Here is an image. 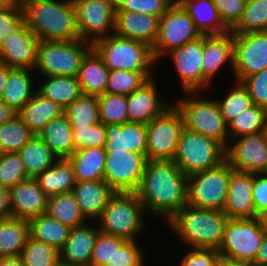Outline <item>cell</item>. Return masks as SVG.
<instances>
[{
    "label": "cell",
    "instance_id": "obj_1",
    "mask_svg": "<svg viewBox=\"0 0 267 266\" xmlns=\"http://www.w3.org/2000/svg\"><path fill=\"white\" fill-rule=\"evenodd\" d=\"M187 188L188 176L172 160H147L136 194L149 220L165 225L187 204Z\"/></svg>",
    "mask_w": 267,
    "mask_h": 266
},
{
    "label": "cell",
    "instance_id": "obj_2",
    "mask_svg": "<svg viewBox=\"0 0 267 266\" xmlns=\"http://www.w3.org/2000/svg\"><path fill=\"white\" fill-rule=\"evenodd\" d=\"M227 215L220 210L196 208L186 204L165 225L175 241L184 248L219 249L224 235ZM177 239V240H176Z\"/></svg>",
    "mask_w": 267,
    "mask_h": 266
},
{
    "label": "cell",
    "instance_id": "obj_3",
    "mask_svg": "<svg viewBox=\"0 0 267 266\" xmlns=\"http://www.w3.org/2000/svg\"><path fill=\"white\" fill-rule=\"evenodd\" d=\"M25 23L39 40L80 39L72 0H20Z\"/></svg>",
    "mask_w": 267,
    "mask_h": 266
},
{
    "label": "cell",
    "instance_id": "obj_4",
    "mask_svg": "<svg viewBox=\"0 0 267 266\" xmlns=\"http://www.w3.org/2000/svg\"><path fill=\"white\" fill-rule=\"evenodd\" d=\"M179 93L181 96L174 97L173 104L182 114L184 127L211 137L227 147L229 144L228 124L221 114L215 97L208 96L207 91L206 94L203 91L182 92V94L179 91Z\"/></svg>",
    "mask_w": 267,
    "mask_h": 266
},
{
    "label": "cell",
    "instance_id": "obj_5",
    "mask_svg": "<svg viewBox=\"0 0 267 266\" xmlns=\"http://www.w3.org/2000/svg\"><path fill=\"white\" fill-rule=\"evenodd\" d=\"M148 218L136 192H115L96 222L104 233L138 240L149 230Z\"/></svg>",
    "mask_w": 267,
    "mask_h": 266
},
{
    "label": "cell",
    "instance_id": "obj_6",
    "mask_svg": "<svg viewBox=\"0 0 267 266\" xmlns=\"http://www.w3.org/2000/svg\"><path fill=\"white\" fill-rule=\"evenodd\" d=\"M92 48L109 70L159 71L152 47L145 42L111 34L94 41Z\"/></svg>",
    "mask_w": 267,
    "mask_h": 266
},
{
    "label": "cell",
    "instance_id": "obj_7",
    "mask_svg": "<svg viewBox=\"0 0 267 266\" xmlns=\"http://www.w3.org/2000/svg\"><path fill=\"white\" fill-rule=\"evenodd\" d=\"M92 43L76 39L70 41L40 40L34 72L37 77H77L83 57Z\"/></svg>",
    "mask_w": 267,
    "mask_h": 266
},
{
    "label": "cell",
    "instance_id": "obj_8",
    "mask_svg": "<svg viewBox=\"0 0 267 266\" xmlns=\"http://www.w3.org/2000/svg\"><path fill=\"white\" fill-rule=\"evenodd\" d=\"M226 160V147L217 140L183 128L173 162L186 176L214 168Z\"/></svg>",
    "mask_w": 267,
    "mask_h": 266
},
{
    "label": "cell",
    "instance_id": "obj_9",
    "mask_svg": "<svg viewBox=\"0 0 267 266\" xmlns=\"http://www.w3.org/2000/svg\"><path fill=\"white\" fill-rule=\"evenodd\" d=\"M233 167L227 160L214 168L188 176L187 204L223 211Z\"/></svg>",
    "mask_w": 267,
    "mask_h": 266
},
{
    "label": "cell",
    "instance_id": "obj_10",
    "mask_svg": "<svg viewBox=\"0 0 267 266\" xmlns=\"http://www.w3.org/2000/svg\"><path fill=\"white\" fill-rule=\"evenodd\" d=\"M264 235L257 217L228 218L218 249L220 258L254 263Z\"/></svg>",
    "mask_w": 267,
    "mask_h": 266
},
{
    "label": "cell",
    "instance_id": "obj_11",
    "mask_svg": "<svg viewBox=\"0 0 267 266\" xmlns=\"http://www.w3.org/2000/svg\"><path fill=\"white\" fill-rule=\"evenodd\" d=\"M183 128L182 114L174 104L146 124L147 160L173 161Z\"/></svg>",
    "mask_w": 267,
    "mask_h": 266
},
{
    "label": "cell",
    "instance_id": "obj_12",
    "mask_svg": "<svg viewBox=\"0 0 267 266\" xmlns=\"http://www.w3.org/2000/svg\"><path fill=\"white\" fill-rule=\"evenodd\" d=\"M201 36L182 5L173 2L159 18L157 40L152 47L155 60L159 62L172 49L182 47Z\"/></svg>",
    "mask_w": 267,
    "mask_h": 266
},
{
    "label": "cell",
    "instance_id": "obj_13",
    "mask_svg": "<svg viewBox=\"0 0 267 266\" xmlns=\"http://www.w3.org/2000/svg\"><path fill=\"white\" fill-rule=\"evenodd\" d=\"M81 40L93 43L114 34L115 0H72Z\"/></svg>",
    "mask_w": 267,
    "mask_h": 266
},
{
    "label": "cell",
    "instance_id": "obj_14",
    "mask_svg": "<svg viewBox=\"0 0 267 266\" xmlns=\"http://www.w3.org/2000/svg\"><path fill=\"white\" fill-rule=\"evenodd\" d=\"M233 81L260 73L267 67V31L233 33Z\"/></svg>",
    "mask_w": 267,
    "mask_h": 266
},
{
    "label": "cell",
    "instance_id": "obj_15",
    "mask_svg": "<svg viewBox=\"0 0 267 266\" xmlns=\"http://www.w3.org/2000/svg\"><path fill=\"white\" fill-rule=\"evenodd\" d=\"M203 35L197 40L191 41L172 49L166 53L158 64L165 59L171 63L175 70V78L178 77V88L181 92L203 91ZM177 76V77H176Z\"/></svg>",
    "mask_w": 267,
    "mask_h": 266
},
{
    "label": "cell",
    "instance_id": "obj_16",
    "mask_svg": "<svg viewBox=\"0 0 267 266\" xmlns=\"http://www.w3.org/2000/svg\"><path fill=\"white\" fill-rule=\"evenodd\" d=\"M146 153H106L104 180L115 192H136L141 184Z\"/></svg>",
    "mask_w": 267,
    "mask_h": 266
},
{
    "label": "cell",
    "instance_id": "obj_17",
    "mask_svg": "<svg viewBox=\"0 0 267 266\" xmlns=\"http://www.w3.org/2000/svg\"><path fill=\"white\" fill-rule=\"evenodd\" d=\"M233 58V32L231 30L220 35H203V92H209L222 73H224L222 76L225 80L224 75L229 72L230 74L226 73L228 74L226 78L228 79L231 75V81H233Z\"/></svg>",
    "mask_w": 267,
    "mask_h": 266
},
{
    "label": "cell",
    "instance_id": "obj_18",
    "mask_svg": "<svg viewBox=\"0 0 267 266\" xmlns=\"http://www.w3.org/2000/svg\"><path fill=\"white\" fill-rule=\"evenodd\" d=\"M226 160L236 171L267 173L266 131L231 139L226 147Z\"/></svg>",
    "mask_w": 267,
    "mask_h": 266
},
{
    "label": "cell",
    "instance_id": "obj_19",
    "mask_svg": "<svg viewBox=\"0 0 267 266\" xmlns=\"http://www.w3.org/2000/svg\"><path fill=\"white\" fill-rule=\"evenodd\" d=\"M158 77V78H157ZM162 78L155 76L146 82L141 88L127 95V114L129 122L148 124L156 117L163 114L173 105V98L161 92L159 86ZM161 88V89H160Z\"/></svg>",
    "mask_w": 267,
    "mask_h": 266
},
{
    "label": "cell",
    "instance_id": "obj_20",
    "mask_svg": "<svg viewBox=\"0 0 267 266\" xmlns=\"http://www.w3.org/2000/svg\"><path fill=\"white\" fill-rule=\"evenodd\" d=\"M39 39L26 23L15 33H10L0 45V62L11 68L34 70Z\"/></svg>",
    "mask_w": 267,
    "mask_h": 266
},
{
    "label": "cell",
    "instance_id": "obj_21",
    "mask_svg": "<svg viewBox=\"0 0 267 266\" xmlns=\"http://www.w3.org/2000/svg\"><path fill=\"white\" fill-rule=\"evenodd\" d=\"M254 173L233 170L229 179V190L223 212L228 218H255L252 190Z\"/></svg>",
    "mask_w": 267,
    "mask_h": 266
},
{
    "label": "cell",
    "instance_id": "obj_22",
    "mask_svg": "<svg viewBox=\"0 0 267 266\" xmlns=\"http://www.w3.org/2000/svg\"><path fill=\"white\" fill-rule=\"evenodd\" d=\"M99 231L94 221L71 228L65 245L59 250V260L72 266H89Z\"/></svg>",
    "mask_w": 267,
    "mask_h": 266
},
{
    "label": "cell",
    "instance_id": "obj_23",
    "mask_svg": "<svg viewBox=\"0 0 267 266\" xmlns=\"http://www.w3.org/2000/svg\"><path fill=\"white\" fill-rule=\"evenodd\" d=\"M11 216L29 221L46 213L48 196L34 178H28L10 188Z\"/></svg>",
    "mask_w": 267,
    "mask_h": 266
},
{
    "label": "cell",
    "instance_id": "obj_24",
    "mask_svg": "<svg viewBox=\"0 0 267 266\" xmlns=\"http://www.w3.org/2000/svg\"><path fill=\"white\" fill-rule=\"evenodd\" d=\"M159 18L128 10H116L114 34L123 38L139 40L154 46Z\"/></svg>",
    "mask_w": 267,
    "mask_h": 266
},
{
    "label": "cell",
    "instance_id": "obj_25",
    "mask_svg": "<svg viewBox=\"0 0 267 266\" xmlns=\"http://www.w3.org/2000/svg\"><path fill=\"white\" fill-rule=\"evenodd\" d=\"M71 193L87 221L96 222L115 191L104 180L76 181Z\"/></svg>",
    "mask_w": 267,
    "mask_h": 266
},
{
    "label": "cell",
    "instance_id": "obj_26",
    "mask_svg": "<svg viewBox=\"0 0 267 266\" xmlns=\"http://www.w3.org/2000/svg\"><path fill=\"white\" fill-rule=\"evenodd\" d=\"M106 153L114 151H130L133 153H146V125L127 122L122 125H105Z\"/></svg>",
    "mask_w": 267,
    "mask_h": 266
},
{
    "label": "cell",
    "instance_id": "obj_27",
    "mask_svg": "<svg viewBox=\"0 0 267 266\" xmlns=\"http://www.w3.org/2000/svg\"><path fill=\"white\" fill-rule=\"evenodd\" d=\"M36 73L27 68H11L3 89L1 100L17 113L37 92Z\"/></svg>",
    "mask_w": 267,
    "mask_h": 266
},
{
    "label": "cell",
    "instance_id": "obj_28",
    "mask_svg": "<svg viewBox=\"0 0 267 266\" xmlns=\"http://www.w3.org/2000/svg\"><path fill=\"white\" fill-rule=\"evenodd\" d=\"M201 35H220L230 31L221 20L214 0H179Z\"/></svg>",
    "mask_w": 267,
    "mask_h": 266
},
{
    "label": "cell",
    "instance_id": "obj_29",
    "mask_svg": "<svg viewBox=\"0 0 267 266\" xmlns=\"http://www.w3.org/2000/svg\"><path fill=\"white\" fill-rule=\"evenodd\" d=\"M109 72L102 58L91 48L83 57L77 75L82 93L95 96L105 94Z\"/></svg>",
    "mask_w": 267,
    "mask_h": 266
},
{
    "label": "cell",
    "instance_id": "obj_30",
    "mask_svg": "<svg viewBox=\"0 0 267 266\" xmlns=\"http://www.w3.org/2000/svg\"><path fill=\"white\" fill-rule=\"evenodd\" d=\"M64 111L59 104L36 92L17 115L35 135H38L46 124L63 115Z\"/></svg>",
    "mask_w": 267,
    "mask_h": 266
},
{
    "label": "cell",
    "instance_id": "obj_31",
    "mask_svg": "<svg viewBox=\"0 0 267 266\" xmlns=\"http://www.w3.org/2000/svg\"><path fill=\"white\" fill-rule=\"evenodd\" d=\"M105 158L104 147H85L75 150L67 160L76 181H94L104 179Z\"/></svg>",
    "mask_w": 267,
    "mask_h": 266
},
{
    "label": "cell",
    "instance_id": "obj_32",
    "mask_svg": "<svg viewBox=\"0 0 267 266\" xmlns=\"http://www.w3.org/2000/svg\"><path fill=\"white\" fill-rule=\"evenodd\" d=\"M38 136L58 159H67L76 150L73 141V129L65 113L46 124Z\"/></svg>",
    "mask_w": 267,
    "mask_h": 266
},
{
    "label": "cell",
    "instance_id": "obj_33",
    "mask_svg": "<svg viewBox=\"0 0 267 266\" xmlns=\"http://www.w3.org/2000/svg\"><path fill=\"white\" fill-rule=\"evenodd\" d=\"M38 78L37 92L64 109L83 94L77 77L48 76Z\"/></svg>",
    "mask_w": 267,
    "mask_h": 266
},
{
    "label": "cell",
    "instance_id": "obj_34",
    "mask_svg": "<svg viewBox=\"0 0 267 266\" xmlns=\"http://www.w3.org/2000/svg\"><path fill=\"white\" fill-rule=\"evenodd\" d=\"M34 179L48 197L69 193L76 184L73 168L67 159H58Z\"/></svg>",
    "mask_w": 267,
    "mask_h": 266
},
{
    "label": "cell",
    "instance_id": "obj_35",
    "mask_svg": "<svg viewBox=\"0 0 267 266\" xmlns=\"http://www.w3.org/2000/svg\"><path fill=\"white\" fill-rule=\"evenodd\" d=\"M17 153L28 178H35L58 160L38 135H34Z\"/></svg>",
    "mask_w": 267,
    "mask_h": 266
},
{
    "label": "cell",
    "instance_id": "obj_36",
    "mask_svg": "<svg viewBox=\"0 0 267 266\" xmlns=\"http://www.w3.org/2000/svg\"><path fill=\"white\" fill-rule=\"evenodd\" d=\"M30 236L29 222L16 217L0 220V257L20 256Z\"/></svg>",
    "mask_w": 267,
    "mask_h": 266
},
{
    "label": "cell",
    "instance_id": "obj_37",
    "mask_svg": "<svg viewBox=\"0 0 267 266\" xmlns=\"http://www.w3.org/2000/svg\"><path fill=\"white\" fill-rule=\"evenodd\" d=\"M230 82L231 86L229 85V88L227 84L226 86H223V88L226 87L227 89L223 92V94H221L222 96L218 93L217 98V93H215V91H218V89H220L219 86L216 87L215 85L214 87L209 89L210 94L214 92L213 96L218 102L221 114L227 124L253 104L247 89L242 85L241 82Z\"/></svg>",
    "mask_w": 267,
    "mask_h": 266
},
{
    "label": "cell",
    "instance_id": "obj_38",
    "mask_svg": "<svg viewBox=\"0 0 267 266\" xmlns=\"http://www.w3.org/2000/svg\"><path fill=\"white\" fill-rule=\"evenodd\" d=\"M28 222L32 238L51 245L58 251L65 245L70 232L69 227L46 213L31 218Z\"/></svg>",
    "mask_w": 267,
    "mask_h": 266
},
{
    "label": "cell",
    "instance_id": "obj_39",
    "mask_svg": "<svg viewBox=\"0 0 267 266\" xmlns=\"http://www.w3.org/2000/svg\"><path fill=\"white\" fill-rule=\"evenodd\" d=\"M46 214L70 229L87 222L71 192L48 197Z\"/></svg>",
    "mask_w": 267,
    "mask_h": 266
},
{
    "label": "cell",
    "instance_id": "obj_40",
    "mask_svg": "<svg viewBox=\"0 0 267 266\" xmlns=\"http://www.w3.org/2000/svg\"><path fill=\"white\" fill-rule=\"evenodd\" d=\"M267 109L252 104L228 123L229 141L243 135L266 131Z\"/></svg>",
    "mask_w": 267,
    "mask_h": 266
},
{
    "label": "cell",
    "instance_id": "obj_41",
    "mask_svg": "<svg viewBox=\"0 0 267 266\" xmlns=\"http://www.w3.org/2000/svg\"><path fill=\"white\" fill-rule=\"evenodd\" d=\"M98 96L84 95L78 97L64 111L72 128H84L100 122Z\"/></svg>",
    "mask_w": 267,
    "mask_h": 266
},
{
    "label": "cell",
    "instance_id": "obj_42",
    "mask_svg": "<svg viewBox=\"0 0 267 266\" xmlns=\"http://www.w3.org/2000/svg\"><path fill=\"white\" fill-rule=\"evenodd\" d=\"M157 72L110 70L106 93L127 96L156 76Z\"/></svg>",
    "mask_w": 267,
    "mask_h": 266
},
{
    "label": "cell",
    "instance_id": "obj_43",
    "mask_svg": "<svg viewBox=\"0 0 267 266\" xmlns=\"http://www.w3.org/2000/svg\"><path fill=\"white\" fill-rule=\"evenodd\" d=\"M35 134L16 115L0 125V150L2 153L18 152Z\"/></svg>",
    "mask_w": 267,
    "mask_h": 266
},
{
    "label": "cell",
    "instance_id": "obj_44",
    "mask_svg": "<svg viewBox=\"0 0 267 266\" xmlns=\"http://www.w3.org/2000/svg\"><path fill=\"white\" fill-rule=\"evenodd\" d=\"M231 31L238 34L267 31V0H247L241 19Z\"/></svg>",
    "mask_w": 267,
    "mask_h": 266
},
{
    "label": "cell",
    "instance_id": "obj_45",
    "mask_svg": "<svg viewBox=\"0 0 267 266\" xmlns=\"http://www.w3.org/2000/svg\"><path fill=\"white\" fill-rule=\"evenodd\" d=\"M99 120L105 125H122L129 122L127 114V96L102 94L98 96Z\"/></svg>",
    "mask_w": 267,
    "mask_h": 266
},
{
    "label": "cell",
    "instance_id": "obj_46",
    "mask_svg": "<svg viewBox=\"0 0 267 266\" xmlns=\"http://www.w3.org/2000/svg\"><path fill=\"white\" fill-rule=\"evenodd\" d=\"M20 257L24 266H53L59 260V251L29 236Z\"/></svg>",
    "mask_w": 267,
    "mask_h": 266
},
{
    "label": "cell",
    "instance_id": "obj_47",
    "mask_svg": "<svg viewBox=\"0 0 267 266\" xmlns=\"http://www.w3.org/2000/svg\"><path fill=\"white\" fill-rule=\"evenodd\" d=\"M141 242L143 241L126 240L118 250H115L112 256V266H146V262L150 264L148 257L151 251L149 248L148 250L143 248ZM149 264L147 266H150Z\"/></svg>",
    "mask_w": 267,
    "mask_h": 266
},
{
    "label": "cell",
    "instance_id": "obj_48",
    "mask_svg": "<svg viewBox=\"0 0 267 266\" xmlns=\"http://www.w3.org/2000/svg\"><path fill=\"white\" fill-rule=\"evenodd\" d=\"M126 241L125 238L99 231L89 266H112V256Z\"/></svg>",
    "mask_w": 267,
    "mask_h": 266
},
{
    "label": "cell",
    "instance_id": "obj_49",
    "mask_svg": "<svg viewBox=\"0 0 267 266\" xmlns=\"http://www.w3.org/2000/svg\"><path fill=\"white\" fill-rule=\"evenodd\" d=\"M28 179L26 171L17 152L2 153L0 156V186L12 188Z\"/></svg>",
    "mask_w": 267,
    "mask_h": 266
},
{
    "label": "cell",
    "instance_id": "obj_50",
    "mask_svg": "<svg viewBox=\"0 0 267 266\" xmlns=\"http://www.w3.org/2000/svg\"><path fill=\"white\" fill-rule=\"evenodd\" d=\"M172 0H115L116 10H128L160 18Z\"/></svg>",
    "mask_w": 267,
    "mask_h": 266
},
{
    "label": "cell",
    "instance_id": "obj_51",
    "mask_svg": "<svg viewBox=\"0 0 267 266\" xmlns=\"http://www.w3.org/2000/svg\"><path fill=\"white\" fill-rule=\"evenodd\" d=\"M75 149L85 147H104L106 143L105 124H97L84 128H72Z\"/></svg>",
    "mask_w": 267,
    "mask_h": 266
},
{
    "label": "cell",
    "instance_id": "obj_52",
    "mask_svg": "<svg viewBox=\"0 0 267 266\" xmlns=\"http://www.w3.org/2000/svg\"><path fill=\"white\" fill-rule=\"evenodd\" d=\"M25 24L20 0H15L7 9L0 11V45L10 33L17 32Z\"/></svg>",
    "mask_w": 267,
    "mask_h": 266
},
{
    "label": "cell",
    "instance_id": "obj_53",
    "mask_svg": "<svg viewBox=\"0 0 267 266\" xmlns=\"http://www.w3.org/2000/svg\"><path fill=\"white\" fill-rule=\"evenodd\" d=\"M179 266H218L220 263V254L218 249L214 248H185ZM185 254V255H184Z\"/></svg>",
    "mask_w": 267,
    "mask_h": 266
},
{
    "label": "cell",
    "instance_id": "obj_54",
    "mask_svg": "<svg viewBox=\"0 0 267 266\" xmlns=\"http://www.w3.org/2000/svg\"><path fill=\"white\" fill-rule=\"evenodd\" d=\"M241 83L247 89L252 103L267 109V67L260 73L244 78Z\"/></svg>",
    "mask_w": 267,
    "mask_h": 266
},
{
    "label": "cell",
    "instance_id": "obj_55",
    "mask_svg": "<svg viewBox=\"0 0 267 266\" xmlns=\"http://www.w3.org/2000/svg\"><path fill=\"white\" fill-rule=\"evenodd\" d=\"M247 0H214L219 16L231 30L241 19Z\"/></svg>",
    "mask_w": 267,
    "mask_h": 266
},
{
    "label": "cell",
    "instance_id": "obj_56",
    "mask_svg": "<svg viewBox=\"0 0 267 266\" xmlns=\"http://www.w3.org/2000/svg\"><path fill=\"white\" fill-rule=\"evenodd\" d=\"M252 196L258 215L267 209V173L254 174Z\"/></svg>",
    "mask_w": 267,
    "mask_h": 266
},
{
    "label": "cell",
    "instance_id": "obj_57",
    "mask_svg": "<svg viewBox=\"0 0 267 266\" xmlns=\"http://www.w3.org/2000/svg\"><path fill=\"white\" fill-rule=\"evenodd\" d=\"M11 217L10 189L0 186V220Z\"/></svg>",
    "mask_w": 267,
    "mask_h": 266
},
{
    "label": "cell",
    "instance_id": "obj_58",
    "mask_svg": "<svg viewBox=\"0 0 267 266\" xmlns=\"http://www.w3.org/2000/svg\"><path fill=\"white\" fill-rule=\"evenodd\" d=\"M254 264L256 266H267V233H265L261 242Z\"/></svg>",
    "mask_w": 267,
    "mask_h": 266
},
{
    "label": "cell",
    "instance_id": "obj_59",
    "mask_svg": "<svg viewBox=\"0 0 267 266\" xmlns=\"http://www.w3.org/2000/svg\"><path fill=\"white\" fill-rule=\"evenodd\" d=\"M17 112L0 99V125L12 120Z\"/></svg>",
    "mask_w": 267,
    "mask_h": 266
},
{
    "label": "cell",
    "instance_id": "obj_60",
    "mask_svg": "<svg viewBox=\"0 0 267 266\" xmlns=\"http://www.w3.org/2000/svg\"><path fill=\"white\" fill-rule=\"evenodd\" d=\"M0 266H24L20 256L0 257Z\"/></svg>",
    "mask_w": 267,
    "mask_h": 266
},
{
    "label": "cell",
    "instance_id": "obj_61",
    "mask_svg": "<svg viewBox=\"0 0 267 266\" xmlns=\"http://www.w3.org/2000/svg\"><path fill=\"white\" fill-rule=\"evenodd\" d=\"M11 69L6 63L0 62V99L7 80L8 72Z\"/></svg>",
    "mask_w": 267,
    "mask_h": 266
},
{
    "label": "cell",
    "instance_id": "obj_62",
    "mask_svg": "<svg viewBox=\"0 0 267 266\" xmlns=\"http://www.w3.org/2000/svg\"><path fill=\"white\" fill-rule=\"evenodd\" d=\"M221 266H256L253 262L234 261L230 259H220Z\"/></svg>",
    "mask_w": 267,
    "mask_h": 266
},
{
    "label": "cell",
    "instance_id": "obj_63",
    "mask_svg": "<svg viewBox=\"0 0 267 266\" xmlns=\"http://www.w3.org/2000/svg\"><path fill=\"white\" fill-rule=\"evenodd\" d=\"M261 229L264 233H267V209L257 216Z\"/></svg>",
    "mask_w": 267,
    "mask_h": 266
},
{
    "label": "cell",
    "instance_id": "obj_64",
    "mask_svg": "<svg viewBox=\"0 0 267 266\" xmlns=\"http://www.w3.org/2000/svg\"><path fill=\"white\" fill-rule=\"evenodd\" d=\"M15 0H0V11L7 9Z\"/></svg>",
    "mask_w": 267,
    "mask_h": 266
},
{
    "label": "cell",
    "instance_id": "obj_65",
    "mask_svg": "<svg viewBox=\"0 0 267 266\" xmlns=\"http://www.w3.org/2000/svg\"><path fill=\"white\" fill-rule=\"evenodd\" d=\"M53 266H72V265L58 260Z\"/></svg>",
    "mask_w": 267,
    "mask_h": 266
}]
</instances>
